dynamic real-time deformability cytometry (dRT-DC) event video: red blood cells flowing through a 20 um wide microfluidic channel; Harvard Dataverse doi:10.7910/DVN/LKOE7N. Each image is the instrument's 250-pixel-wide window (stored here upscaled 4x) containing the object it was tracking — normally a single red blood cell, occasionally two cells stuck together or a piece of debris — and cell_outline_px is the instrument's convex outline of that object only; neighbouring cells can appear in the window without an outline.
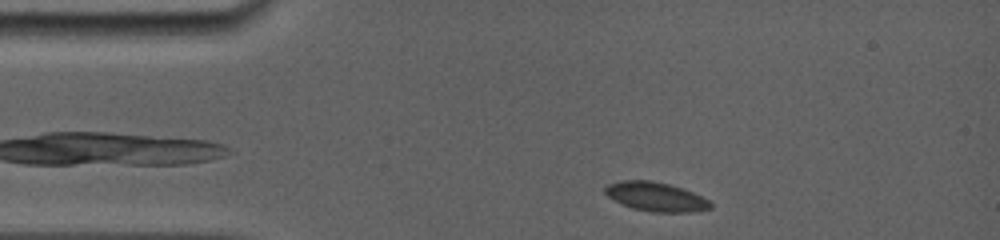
{"species": "common noctule bat (a hibernating species)", "species_latin": "Nyctalus noctula", "temperature_condition": "room temperature", "stored_images_in_passage": 5, "camera_frame_rate_fps": 5000, "um_per_image_px": 0.085, "animal": {"sex": "female", "body_mass_g": 19.0, "forearm_length_mm": 56.7}, "frame": {"image": 1, "passage_image": 1, "time_ms": 0.0, "image_size_px": [1000, 240], "cell_outline_px": [[712, 208], [692, 212], [652, 212], [632, 208], [620, 204], [608, 196], [604, 192], [604, 188], [608, 184], [620, 180], [652, 180], [684, 188], [708, 200], [712, 204]], "centroid_in_image_um": [55.72, 16.72], "position_along_channel_um": 29.3, "area_um2": 17.98}}
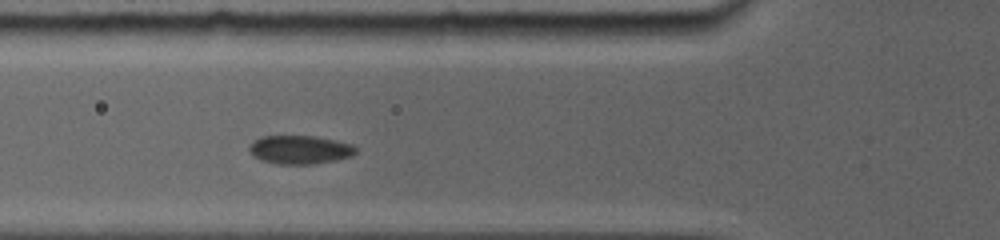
{"frame": {"image": 2, "passage_image": 4, "time_ms": 3.0, "image_size_px": [1000, 240], "cell_outline_px": [[356, 152], [352, 156], [336, 160], [312, 164], [276, 164], [260, 160], [252, 156], [248, 148], [260, 136], [316, 136], [336, 140], [352, 144], [356, 148]], "centroid_in_image_um": [25.49, 12.73], "position_along_channel_um": 100.3, "area_um2": 17.8}}
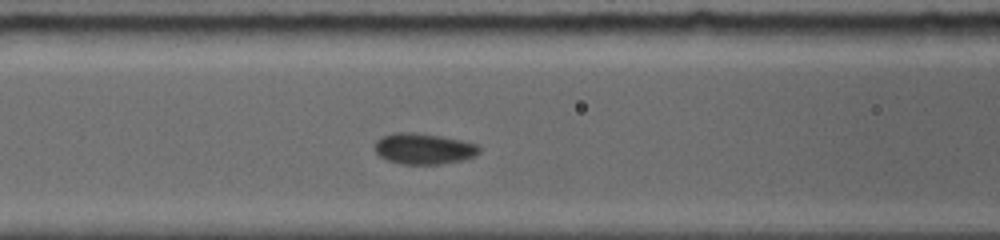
{"frame": {"image": 3, "passage_image": 5, "time_ms": 3.8, "image_size_px": [1000, 240], "cell_outline_px": [[480, 152], [476, 156], [464, 160], [440, 164], [400, 164], [388, 160], [380, 156], [376, 152], [376, 140], [380, 136], [392, 132], [412, 132], [440, 136], [460, 140], [476, 144], [480, 148]], "centroid_in_image_um": [36.01, 12.64], "position_along_channel_um": 130.6, "area_um2": 18.9}}